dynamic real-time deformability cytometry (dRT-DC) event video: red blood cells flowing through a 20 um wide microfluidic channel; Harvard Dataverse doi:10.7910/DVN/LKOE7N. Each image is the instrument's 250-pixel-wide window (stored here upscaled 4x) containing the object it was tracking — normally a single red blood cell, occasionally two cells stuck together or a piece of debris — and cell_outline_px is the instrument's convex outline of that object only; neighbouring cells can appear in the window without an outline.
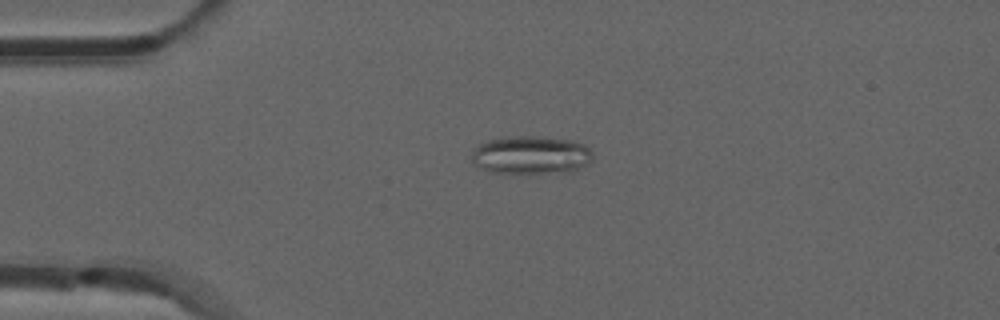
{"species": "common noctule bat (a hibernating species)", "species_latin": "Nyctalus noctula", "temperature_condition": "room temperature", "stored_images_in_passage": 42, "camera_frame_rate_fps": 3000, "um_per_image_px": 0.085, "animal": {"sex": "male", "forearm_length_mm": 52.5}, "frame": {"image": 1, "passage_image": 2, "time_ms": 0.333, "image_size_px": [1000, 320], "cell_outline_px": [[592, 160], [588, 164], [572, 172], [536, 176], [528, 176], [492, 172], [480, 168], [472, 160], [472, 148], [488, 140], [508, 136], [544, 136], [572, 140], [584, 144], [592, 152]], "centroid_in_image_um": [45.16, 13.22], "position_along_channel_um": 39.8, "area_um2": 28.26}}
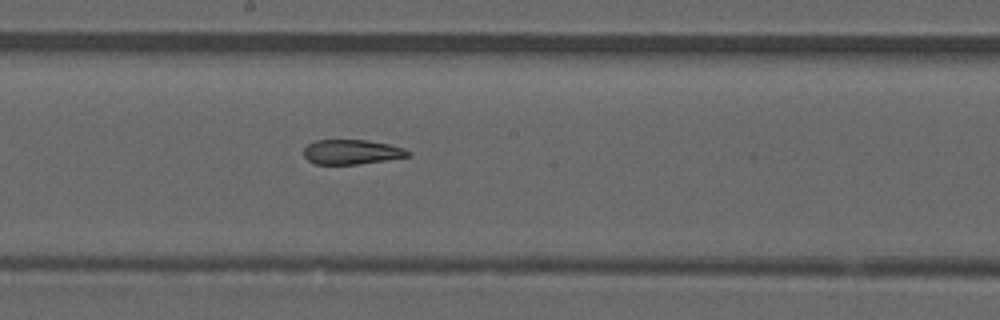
{"frame": {"image": 2, "passage_image": 18, "time_ms": 5.667, "image_size_px": [1000, 320], "cell_outline_px": [[412, 156], [360, 164], [316, 164], [308, 160], [304, 156], [304, 148], [308, 144], [316, 140], [368, 140], [388, 144], [404, 148], [412, 152]], "centroid_in_image_um": [29.93, 12.92], "position_along_channel_um": 218.3, "area_um2": 15.09}}
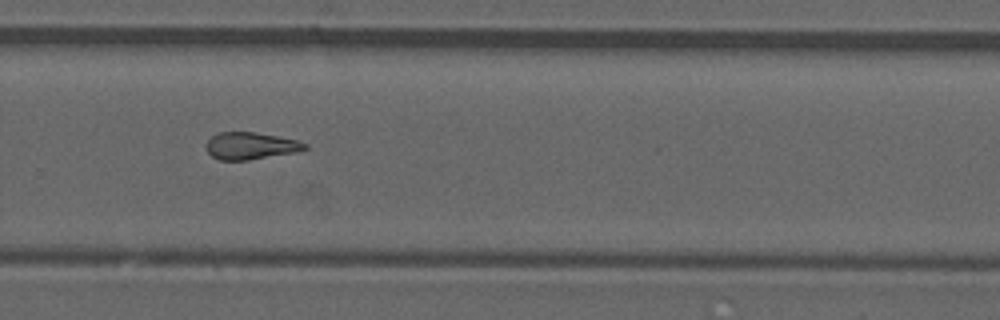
{"frame": {"image": 3, "passage_image": 25, "time_ms": 8.0, "image_size_px": [1000, 320], "cell_outline_px": [[308, 148], [296, 152], [248, 160], [220, 160], [212, 156], [208, 152], [204, 144], [212, 136], [220, 132], [256, 132], [296, 140], [308, 144]], "centroid_in_image_um": [21.28, 12.4], "position_along_channel_um": 308.5, "area_um2": 15.55}, "authors_computed_cell_mechanics": {"area_um2": 16.2996, "velocity_mm_per_s": 3.8891, "shape_relaxation_time_tau1_ms": null, "shape_relaxation_time_tau2_ms": 3.0927, "deformation_change_tau1": null, "deformation_change_tau2": 0.1198}}